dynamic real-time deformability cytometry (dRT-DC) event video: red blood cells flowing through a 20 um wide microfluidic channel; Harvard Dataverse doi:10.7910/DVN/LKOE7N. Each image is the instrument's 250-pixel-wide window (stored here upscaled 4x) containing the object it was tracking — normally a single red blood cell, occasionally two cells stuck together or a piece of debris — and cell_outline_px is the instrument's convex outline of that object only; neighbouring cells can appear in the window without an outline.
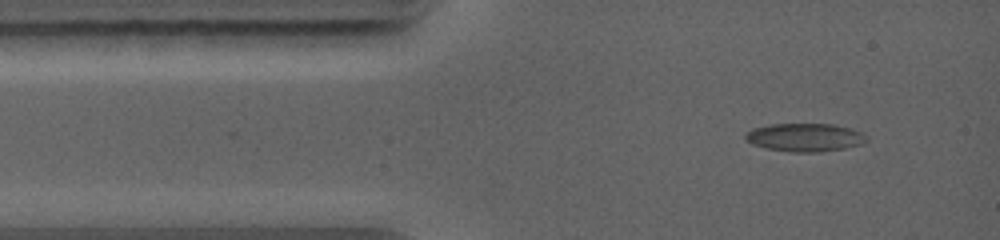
{"species": "common noctule bat (a hibernating species)", "species_latin": "Nyctalus noctula", "temperature_condition": "warm", "stored_images_in_passage": 4, "camera_frame_rate_fps": 5000, "um_per_image_px": 0.085, "animal": {"sex": "female", "body_mass_g": 19.0, "forearm_length_mm": 56.7}, "frame": {"image": 1, "passage_image": 1, "time_ms": 0.0, "image_size_px": [1000, 240], "cell_outline_px": [[868, 140], [860, 144], [844, 148], [820, 152], [792, 152], [764, 148], [752, 144], [744, 140], [744, 136], [752, 128], [768, 124], [832, 124], [864, 132], [868, 136]], "centroid_in_image_um": [68.39, 11.68], "position_along_channel_um": 16.6, "area_um2": 20.06}}
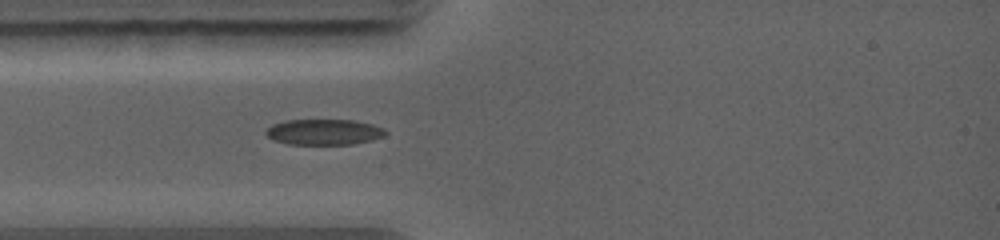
{"frame": {"image": 2, "passage_image": 3, "time_ms": 1.8, "image_size_px": [1000, 240], "cell_outline_px": [[388, 132], [384, 136], [372, 140], [352, 144], [288, 144], [276, 140], [268, 136], [264, 132], [272, 124], [284, 120], [356, 120], [372, 124], [384, 128]], "centroid_in_image_um": [27.57, 11.21], "position_along_channel_um": 57.4, "area_um2": 17.92}}
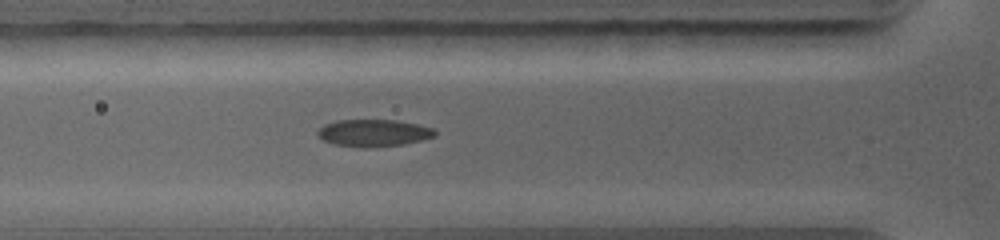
{"frame": {"image": 3, "passage_image": 4, "time_ms": 2.6, "image_size_px": [1000, 240], "cell_outline_px": [[436, 136], [404, 144], [364, 148], [360, 148], [336, 144], [324, 140], [316, 132], [324, 124], [336, 120], [396, 120], [416, 124], [432, 128], [436, 132]], "centroid_in_image_um": [31.75, 11.3], "position_along_channel_um": 94.1, "area_um2": 18.38}}